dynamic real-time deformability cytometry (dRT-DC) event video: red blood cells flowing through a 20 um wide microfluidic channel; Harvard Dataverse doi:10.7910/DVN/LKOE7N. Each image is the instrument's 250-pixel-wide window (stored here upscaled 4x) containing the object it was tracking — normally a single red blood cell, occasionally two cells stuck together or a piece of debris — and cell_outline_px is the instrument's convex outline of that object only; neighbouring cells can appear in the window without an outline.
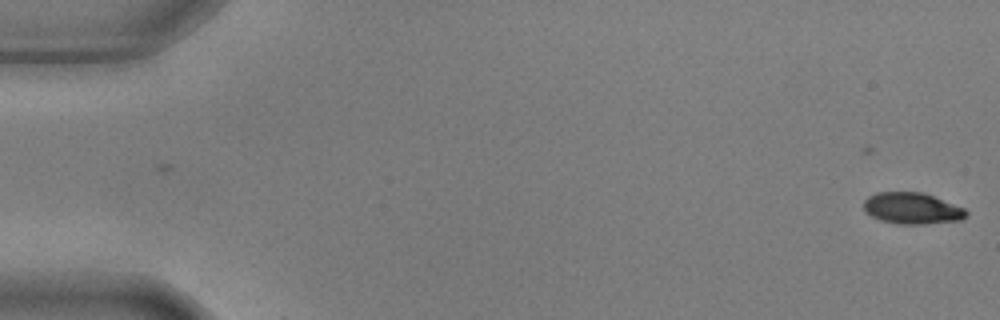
{"species": "common noctule bat (a hibernating species)", "species_latin": "Nyctalus noctula", "temperature_condition": "warm", "stored_images_in_passage": 3, "camera_frame_rate_fps": 3000, "um_per_image_px": 0.085, "animal": {"sex": "male", "body_mass_g": 17.9, "forearm_length_mm": 54.2}, "frame": {"image": 1, "passage_image": 2, "time_ms": 0.333, "image_size_px": [1000, 320], "cell_outline_px": [[968, 216], [960, 220], [924, 224], [900, 224], [880, 220], [872, 216], [864, 208], [864, 200], [868, 196], [876, 192], [924, 192], [964, 208], [968, 212]], "centroid_in_image_um": [77.54, 17.7], "position_along_channel_um": 7.5, "area_um2": 18.73}}